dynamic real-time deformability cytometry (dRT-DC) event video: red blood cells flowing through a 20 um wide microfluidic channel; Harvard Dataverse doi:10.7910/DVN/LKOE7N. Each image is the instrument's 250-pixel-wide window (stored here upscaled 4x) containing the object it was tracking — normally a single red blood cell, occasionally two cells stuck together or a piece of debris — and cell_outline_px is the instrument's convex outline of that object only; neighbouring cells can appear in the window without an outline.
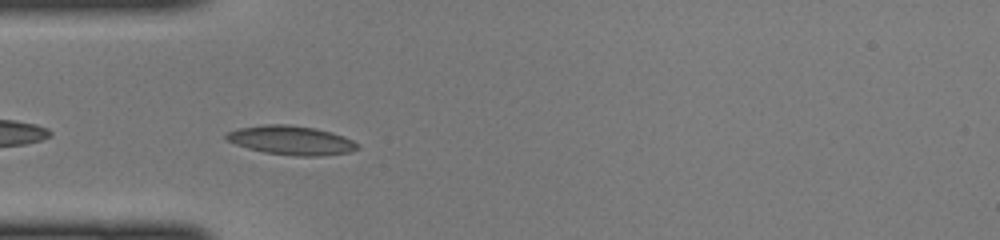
{"species": "common noctule bat (a hibernating species)", "species_latin": "Nyctalus noctula", "temperature_condition": "cold", "stored_images_in_passage": 35, "camera_frame_rate_fps": 3000, "um_per_image_px": 0.085, "animal": {"sex": "female", "body_mass_g": 22.0, "forearm_length_mm": 56.7}, "frame": {"image": 1, "passage_image": 2, "time_ms": 0.333, "image_size_px": [1000, 240], "cell_outline_px": [[360, 148], [348, 152], [320, 156], [296, 156], [264, 152], [248, 148], [224, 140], [224, 136], [228, 132], [240, 128], [264, 124], [288, 124], [316, 128], [332, 132], [344, 136], [360, 144]], "centroid_in_image_um": [24.76, 11.92], "position_along_channel_um": 60.2, "area_um2": 22.31}}
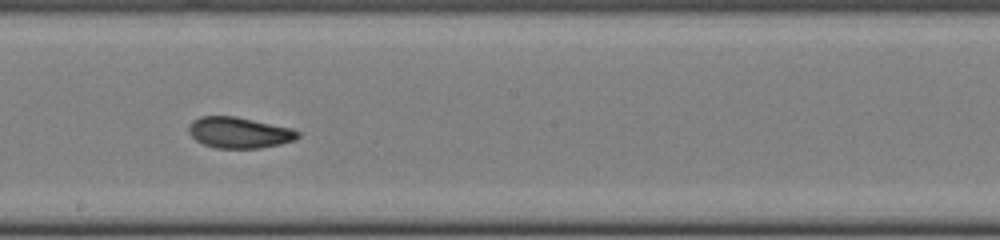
{"frame": {"image": 2, "passage_image": 14, "time_ms": 4.333, "image_size_px": [1000, 240], "cell_outline_px": [[300, 136], [296, 140], [280, 144], [260, 148], [216, 148], [204, 144], [196, 140], [188, 132], [188, 124], [192, 120], [200, 116], [236, 116], [292, 128], [300, 132]], "centroid_in_image_um": [20.33, 11.26], "position_along_channel_um": 227.9, "area_um2": 19.88}}
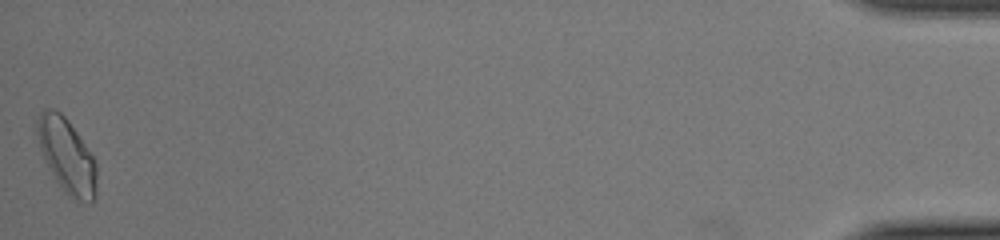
{"frame": {"image": 3, "passage_image": 35, "time_ms": 11.333, "image_size_px": [1000, 240], "cell_outline_px": [[96, 196], [92, 200], [76, 204], [64, 192], [48, 168], [40, 148], [36, 132], [36, 120], [40, 112], [44, 108], [52, 108], [60, 112], [68, 120], [92, 156], [96, 164]], "centroid_in_image_um": [5.66, 13.26], "position_along_channel_um": 429.5, "area_um2": 25.84}}